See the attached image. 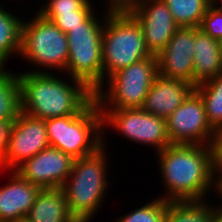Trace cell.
<instances>
[{
	"label": "cell",
	"mask_w": 222,
	"mask_h": 222,
	"mask_svg": "<svg viewBox=\"0 0 222 222\" xmlns=\"http://www.w3.org/2000/svg\"><path fill=\"white\" fill-rule=\"evenodd\" d=\"M157 156L166 190L161 197L164 200H205L210 188L216 190L210 145L171 144Z\"/></svg>",
	"instance_id": "cell-1"
},
{
	"label": "cell",
	"mask_w": 222,
	"mask_h": 222,
	"mask_svg": "<svg viewBox=\"0 0 222 222\" xmlns=\"http://www.w3.org/2000/svg\"><path fill=\"white\" fill-rule=\"evenodd\" d=\"M56 77L37 69L18 73L20 111L42 120L77 115L95 98L81 81Z\"/></svg>",
	"instance_id": "cell-2"
},
{
	"label": "cell",
	"mask_w": 222,
	"mask_h": 222,
	"mask_svg": "<svg viewBox=\"0 0 222 222\" xmlns=\"http://www.w3.org/2000/svg\"><path fill=\"white\" fill-rule=\"evenodd\" d=\"M104 145L103 137V146L94 154L74 159L70 176L61 187L68 210L77 222H90L104 202L109 186Z\"/></svg>",
	"instance_id": "cell-3"
},
{
	"label": "cell",
	"mask_w": 222,
	"mask_h": 222,
	"mask_svg": "<svg viewBox=\"0 0 222 222\" xmlns=\"http://www.w3.org/2000/svg\"><path fill=\"white\" fill-rule=\"evenodd\" d=\"M105 13L102 63L104 78L108 79L119 70L153 55L146 46L138 21L127 10L106 9Z\"/></svg>",
	"instance_id": "cell-4"
},
{
	"label": "cell",
	"mask_w": 222,
	"mask_h": 222,
	"mask_svg": "<svg viewBox=\"0 0 222 222\" xmlns=\"http://www.w3.org/2000/svg\"><path fill=\"white\" fill-rule=\"evenodd\" d=\"M44 121L50 146L73 159L94 154L103 146L102 114L95 98L77 115Z\"/></svg>",
	"instance_id": "cell-5"
},
{
	"label": "cell",
	"mask_w": 222,
	"mask_h": 222,
	"mask_svg": "<svg viewBox=\"0 0 222 222\" xmlns=\"http://www.w3.org/2000/svg\"><path fill=\"white\" fill-rule=\"evenodd\" d=\"M93 13L80 26L67 33L68 62L67 74L70 78L84 83L92 92L104 88L102 63V35L105 25Z\"/></svg>",
	"instance_id": "cell-6"
},
{
	"label": "cell",
	"mask_w": 222,
	"mask_h": 222,
	"mask_svg": "<svg viewBox=\"0 0 222 222\" xmlns=\"http://www.w3.org/2000/svg\"><path fill=\"white\" fill-rule=\"evenodd\" d=\"M157 76L158 62L153 55L111 75L109 90L100 88L94 93L95 100L100 109L141 108Z\"/></svg>",
	"instance_id": "cell-7"
},
{
	"label": "cell",
	"mask_w": 222,
	"mask_h": 222,
	"mask_svg": "<svg viewBox=\"0 0 222 222\" xmlns=\"http://www.w3.org/2000/svg\"><path fill=\"white\" fill-rule=\"evenodd\" d=\"M30 21L23 19L20 56L35 67L65 72L69 51L67 34L38 12Z\"/></svg>",
	"instance_id": "cell-8"
},
{
	"label": "cell",
	"mask_w": 222,
	"mask_h": 222,
	"mask_svg": "<svg viewBox=\"0 0 222 222\" xmlns=\"http://www.w3.org/2000/svg\"><path fill=\"white\" fill-rule=\"evenodd\" d=\"M102 125L117 129L124 137L140 144L152 145L157 153L171 145L166 119L142 108L100 109Z\"/></svg>",
	"instance_id": "cell-9"
},
{
	"label": "cell",
	"mask_w": 222,
	"mask_h": 222,
	"mask_svg": "<svg viewBox=\"0 0 222 222\" xmlns=\"http://www.w3.org/2000/svg\"><path fill=\"white\" fill-rule=\"evenodd\" d=\"M171 144L210 145L215 130L210 126L200 94L194 89L166 119Z\"/></svg>",
	"instance_id": "cell-10"
},
{
	"label": "cell",
	"mask_w": 222,
	"mask_h": 222,
	"mask_svg": "<svg viewBox=\"0 0 222 222\" xmlns=\"http://www.w3.org/2000/svg\"><path fill=\"white\" fill-rule=\"evenodd\" d=\"M50 146L45 121L19 112L14 120L8 149L0 168L15 170L24 161Z\"/></svg>",
	"instance_id": "cell-11"
},
{
	"label": "cell",
	"mask_w": 222,
	"mask_h": 222,
	"mask_svg": "<svg viewBox=\"0 0 222 222\" xmlns=\"http://www.w3.org/2000/svg\"><path fill=\"white\" fill-rule=\"evenodd\" d=\"M127 11L138 21L146 46L155 56L180 28L163 0H139Z\"/></svg>",
	"instance_id": "cell-12"
},
{
	"label": "cell",
	"mask_w": 222,
	"mask_h": 222,
	"mask_svg": "<svg viewBox=\"0 0 222 222\" xmlns=\"http://www.w3.org/2000/svg\"><path fill=\"white\" fill-rule=\"evenodd\" d=\"M74 159L48 146L24 161L15 171L26 181L44 188H61L72 171Z\"/></svg>",
	"instance_id": "cell-13"
},
{
	"label": "cell",
	"mask_w": 222,
	"mask_h": 222,
	"mask_svg": "<svg viewBox=\"0 0 222 222\" xmlns=\"http://www.w3.org/2000/svg\"><path fill=\"white\" fill-rule=\"evenodd\" d=\"M195 27H180L166 47L156 55L158 74L179 79L194 86Z\"/></svg>",
	"instance_id": "cell-14"
},
{
	"label": "cell",
	"mask_w": 222,
	"mask_h": 222,
	"mask_svg": "<svg viewBox=\"0 0 222 222\" xmlns=\"http://www.w3.org/2000/svg\"><path fill=\"white\" fill-rule=\"evenodd\" d=\"M194 89L191 83L158 74L141 108L149 114L167 119Z\"/></svg>",
	"instance_id": "cell-15"
},
{
	"label": "cell",
	"mask_w": 222,
	"mask_h": 222,
	"mask_svg": "<svg viewBox=\"0 0 222 222\" xmlns=\"http://www.w3.org/2000/svg\"><path fill=\"white\" fill-rule=\"evenodd\" d=\"M10 183L0 188V221L27 216L41 188L24 180L15 170Z\"/></svg>",
	"instance_id": "cell-16"
},
{
	"label": "cell",
	"mask_w": 222,
	"mask_h": 222,
	"mask_svg": "<svg viewBox=\"0 0 222 222\" xmlns=\"http://www.w3.org/2000/svg\"><path fill=\"white\" fill-rule=\"evenodd\" d=\"M194 87L216 77L222 72L220 41L195 27L194 37Z\"/></svg>",
	"instance_id": "cell-17"
},
{
	"label": "cell",
	"mask_w": 222,
	"mask_h": 222,
	"mask_svg": "<svg viewBox=\"0 0 222 222\" xmlns=\"http://www.w3.org/2000/svg\"><path fill=\"white\" fill-rule=\"evenodd\" d=\"M27 217L31 222H77L68 210L62 188L41 189Z\"/></svg>",
	"instance_id": "cell-18"
},
{
	"label": "cell",
	"mask_w": 222,
	"mask_h": 222,
	"mask_svg": "<svg viewBox=\"0 0 222 222\" xmlns=\"http://www.w3.org/2000/svg\"><path fill=\"white\" fill-rule=\"evenodd\" d=\"M206 203L205 200L169 201L165 222H216L222 211Z\"/></svg>",
	"instance_id": "cell-19"
},
{
	"label": "cell",
	"mask_w": 222,
	"mask_h": 222,
	"mask_svg": "<svg viewBox=\"0 0 222 222\" xmlns=\"http://www.w3.org/2000/svg\"><path fill=\"white\" fill-rule=\"evenodd\" d=\"M0 5V68L10 55L15 53L19 56L21 52L22 19L3 9Z\"/></svg>",
	"instance_id": "cell-20"
},
{
	"label": "cell",
	"mask_w": 222,
	"mask_h": 222,
	"mask_svg": "<svg viewBox=\"0 0 222 222\" xmlns=\"http://www.w3.org/2000/svg\"><path fill=\"white\" fill-rule=\"evenodd\" d=\"M195 90L202 97L207 120L216 131L222 128V72L216 77L197 84Z\"/></svg>",
	"instance_id": "cell-21"
},
{
	"label": "cell",
	"mask_w": 222,
	"mask_h": 222,
	"mask_svg": "<svg viewBox=\"0 0 222 222\" xmlns=\"http://www.w3.org/2000/svg\"><path fill=\"white\" fill-rule=\"evenodd\" d=\"M179 27H197L212 0H163Z\"/></svg>",
	"instance_id": "cell-22"
},
{
	"label": "cell",
	"mask_w": 222,
	"mask_h": 222,
	"mask_svg": "<svg viewBox=\"0 0 222 222\" xmlns=\"http://www.w3.org/2000/svg\"><path fill=\"white\" fill-rule=\"evenodd\" d=\"M20 112L18 75L0 68V120H15Z\"/></svg>",
	"instance_id": "cell-23"
},
{
	"label": "cell",
	"mask_w": 222,
	"mask_h": 222,
	"mask_svg": "<svg viewBox=\"0 0 222 222\" xmlns=\"http://www.w3.org/2000/svg\"><path fill=\"white\" fill-rule=\"evenodd\" d=\"M168 203L169 201L159 197L120 217L116 222H165Z\"/></svg>",
	"instance_id": "cell-24"
},
{
	"label": "cell",
	"mask_w": 222,
	"mask_h": 222,
	"mask_svg": "<svg viewBox=\"0 0 222 222\" xmlns=\"http://www.w3.org/2000/svg\"><path fill=\"white\" fill-rule=\"evenodd\" d=\"M94 10H73L67 12H38L51 20L62 32L67 34L72 28L80 26Z\"/></svg>",
	"instance_id": "cell-25"
},
{
	"label": "cell",
	"mask_w": 222,
	"mask_h": 222,
	"mask_svg": "<svg viewBox=\"0 0 222 222\" xmlns=\"http://www.w3.org/2000/svg\"><path fill=\"white\" fill-rule=\"evenodd\" d=\"M199 29L213 39L219 41L222 39V11L213 3L208 7Z\"/></svg>",
	"instance_id": "cell-26"
},
{
	"label": "cell",
	"mask_w": 222,
	"mask_h": 222,
	"mask_svg": "<svg viewBox=\"0 0 222 222\" xmlns=\"http://www.w3.org/2000/svg\"><path fill=\"white\" fill-rule=\"evenodd\" d=\"M90 0H49L39 12H67L73 10H94Z\"/></svg>",
	"instance_id": "cell-27"
},
{
	"label": "cell",
	"mask_w": 222,
	"mask_h": 222,
	"mask_svg": "<svg viewBox=\"0 0 222 222\" xmlns=\"http://www.w3.org/2000/svg\"><path fill=\"white\" fill-rule=\"evenodd\" d=\"M210 147L212 151L213 177L217 183L222 178V128L215 131Z\"/></svg>",
	"instance_id": "cell-28"
},
{
	"label": "cell",
	"mask_w": 222,
	"mask_h": 222,
	"mask_svg": "<svg viewBox=\"0 0 222 222\" xmlns=\"http://www.w3.org/2000/svg\"><path fill=\"white\" fill-rule=\"evenodd\" d=\"M14 120H0V163L4 160Z\"/></svg>",
	"instance_id": "cell-29"
},
{
	"label": "cell",
	"mask_w": 222,
	"mask_h": 222,
	"mask_svg": "<svg viewBox=\"0 0 222 222\" xmlns=\"http://www.w3.org/2000/svg\"><path fill=\"white\" fill-rule=\"evenodd\" d=\"M109 10H127L135 5L139 0H107ZM110 3V4H109Z\"/></svg>",
	"instance_id": "cell-30"
},
{
	"label": "cell",
	"mask_w": 222,
	"mask_h": 222,
	"mask_svg": "<svg viewBox=\"0 0 222 222\" xmlns=\"http://www.w3.org/2000/svg\"><path fill=\"white\" fill-rule=\"evenodd\" d=\"M216 192L222 198V178L216 183ZM219 209L222 211V205Z\"/></svg>",
	"instance_id": "cell-31"
},
{
	"label": "cell",
	"mask_w": 222,
	"mask_h": 222,
	"mask_svg": "<svg viewBox=\"0 0 222 222\" xmlns=\"http://www.w3.org/2000/svg\"><path fill=\"white\" fill-rule=\"evenodd\" d=\"M11 222H31L30 219L27 216L20 217L17 220L11 221Z\"/></svg>",
	"instance_id": "cell-32"
},
{
	"label": "cell",
	"mask_w": 222,
	"mask_h": 222,
	"mask_svg": "<svg viewBox=\"0 0 222 222\" xmlns=\"http://www.w3.org/2000/svg\"><path fill=\"white\" fill-rule=\"evenodd\" d=\"M219 2H220V3H219ZM212 3H213L220 11H222V0H212ZM217 3H218V6H217ZM219 4H221L220 7H219Z\"/></svg>",
	"instance_id": "cell-33"
},
{
	"label": "cell",
	"mask_w": 222,
	"mask_h": 222,
	"mask_svg": "<svg viewBox=\"0 0 222 222\" xmlns=\"http://www.w3.org/2000/svg\"><path fill=\"white\" fill-rule=\"evenodd\" d=\"M216 222H222V215L216 220Z\"/></svg>",
	"instance_id": "cell-34"
},
{
	"label": "cell",
	"mask_w": 222,
	"mask_h": 222,
	"mask_svg": "<svg viewBox=\"0 0 222 222\" xmlns=\"http://www.w3.org/2000/svg\"><path fill=\"white\" fill-rule=\"evenodd\" d=\"M220 46H221V50H222V39L220 40Z\"/></svg>",
	"instance_id": "cell-35"
}]
</instances>
